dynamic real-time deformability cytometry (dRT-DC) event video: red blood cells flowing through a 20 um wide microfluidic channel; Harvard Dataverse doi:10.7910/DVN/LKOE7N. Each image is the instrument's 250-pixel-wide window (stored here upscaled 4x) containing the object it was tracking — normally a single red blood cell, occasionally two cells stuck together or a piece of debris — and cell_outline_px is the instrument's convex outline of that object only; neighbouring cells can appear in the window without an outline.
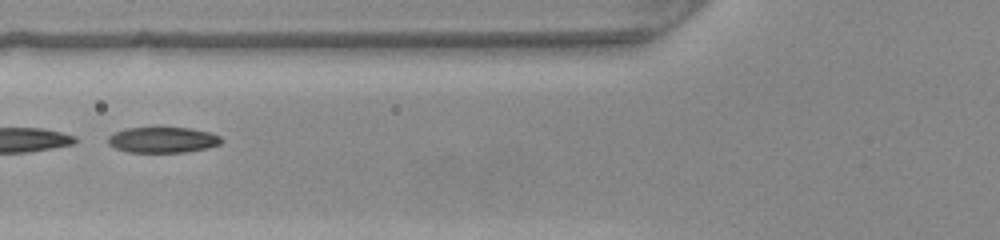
{"species": "common noctule bat (a hibernating species)", "species_latin": "Nyctalus noctula", "temperature_condition": "warm", "stored_images_in_passage": 46, "segment_of_instrument_passage": [2, 2], "camera_frame_rate_fps": 3000, "um_per_image_px": 0.085, "animal": {"sex": "female", "body_mass_g": 22.0, "forearm_length_mm": 56.7}, "frame": {"image": 1, "passage_image": 18, "time_ms": 5.667, "image_size_px": [1000, 240], "cell_outline_px": [[220, 144], [208, 148], [184, 152], [128, 152], [116, 148], [108, 144], [108, 136], [124, 128], [192, 128], [208, 132], [220, 136]], "centroid_in_image_um": [13.81, 11.89], "position_along_channel_um": 112.0, "area_um2": 16.82}}